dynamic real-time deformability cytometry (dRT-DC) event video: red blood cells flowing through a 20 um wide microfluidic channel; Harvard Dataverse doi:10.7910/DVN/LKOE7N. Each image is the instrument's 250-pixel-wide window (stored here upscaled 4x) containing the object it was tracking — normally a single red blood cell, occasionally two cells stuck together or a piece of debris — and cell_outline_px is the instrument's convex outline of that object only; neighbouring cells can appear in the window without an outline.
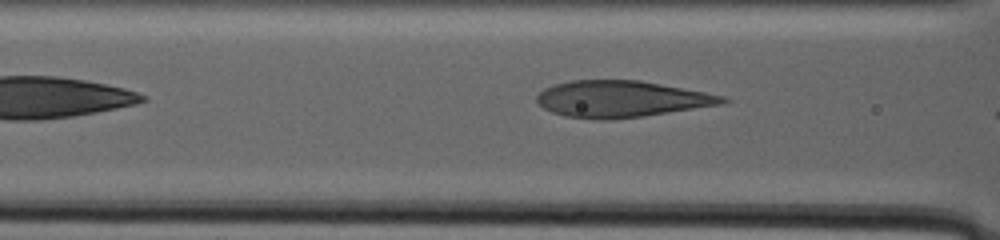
{"species": "human", "species_latin": "Homo sapiens", "temperature_condition": "warm", "stored_images_in_passage": 39, "camera_frame_rate_fps": 3000, "um_per_image_px": 0.085, "donor": {"sex": "male"}, "frame": {"image": 1, "passage_image": 6, "time_ms": 3.667, "image_size_px": [1000, 240], "cell_outline_px": [[732, 100], [720, 104], [640, 116], [608, 120], [592, 120], [564, 116], [552, 112], [544, 108], [536, 100], [536, 96], [544, 88], [568, 80], [640, 80], [704, 92], [724, 96]], "centroid_in_image_um": [52.75, 8.41], "position_along_channel_um": 113.9, "area_um2": 39.19}}
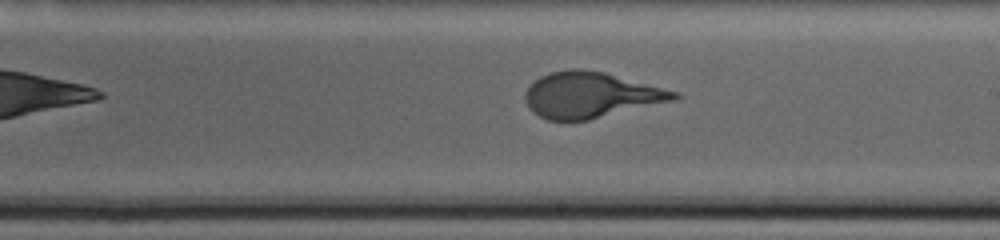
{"frame": {"image": 2, "passage_image": 23, "time_ms": 9.333, "image_size_px": [1000, 240], "cell_outline_px": [[680, 96], [676, 100], [588, 120], [548, 120], [532, 112], [528, 108], [524, 100], [524, 96], [528, 88], [540, 76], [552, 72], [572, 68], [580, 68], [604, 72], [680, 92]], "centroid_in_image_um": [50.22, 8.07], "position_along_channel_um": 238.8, "area_um2": 39.65}}
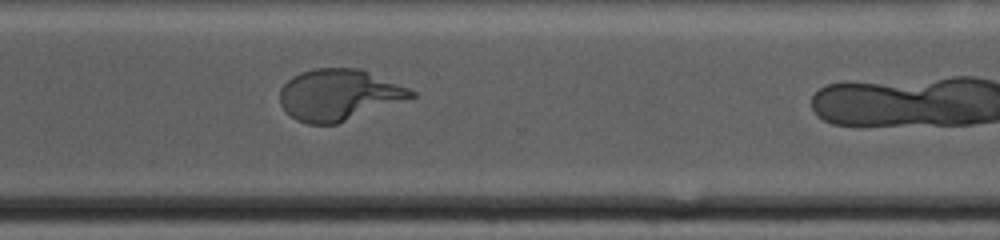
{"frame": {"image": 3, "passage_image": 34, "time_ms": 14.0, "image_size_px": [1000, 240], "cell_outline_px": [[416, 96], [336, 124], [308, 124], [296, 120], [280, 104], [280, 88], [292, 76], [300, 72], [316, 68], [360, 68], [408, 88], [416, 92]], "centroid_in_image_um": [28.77, 8.05], "position_along_channel_um": 341.8, "area_um2": 38.84}}